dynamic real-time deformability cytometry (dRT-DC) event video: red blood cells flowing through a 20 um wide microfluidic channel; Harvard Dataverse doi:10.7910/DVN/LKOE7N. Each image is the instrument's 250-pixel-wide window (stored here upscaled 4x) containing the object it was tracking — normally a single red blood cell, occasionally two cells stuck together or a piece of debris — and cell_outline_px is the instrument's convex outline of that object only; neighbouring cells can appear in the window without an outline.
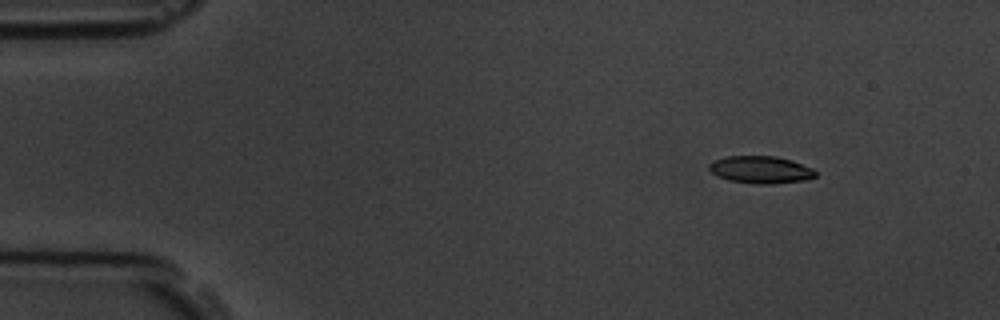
{"species": "common noctule bat (a hibernating species)", "species_latin": "Nyctalus noctula", "temperature_condition": "room temperature", "stored_images_in_passage": 4, "camera_frame_rate_fps": 3000, "um_per_image_px": 0.085, "animal": {"sex": "male", "body_mass_g": 19.5, "forearm_length_mm": 54.6}, "frame": {"image": 1, "passage_image": 2, "time_ms": 1.0, "image_size_px": [1000, 320], "cell_outline_px": [[816, 176], [804, 180], [772, 184], [756, 184], [728, 180], [716, 176], [708, 168], [708, 164], [712, 160], [728, 156], [776, 156], [792, 160], [812, 168], [816, 172]], "centroid_in_image_um": [64.62, 14.42], "position_along_channel_um": 20.4, "area_um2": 17.05}}